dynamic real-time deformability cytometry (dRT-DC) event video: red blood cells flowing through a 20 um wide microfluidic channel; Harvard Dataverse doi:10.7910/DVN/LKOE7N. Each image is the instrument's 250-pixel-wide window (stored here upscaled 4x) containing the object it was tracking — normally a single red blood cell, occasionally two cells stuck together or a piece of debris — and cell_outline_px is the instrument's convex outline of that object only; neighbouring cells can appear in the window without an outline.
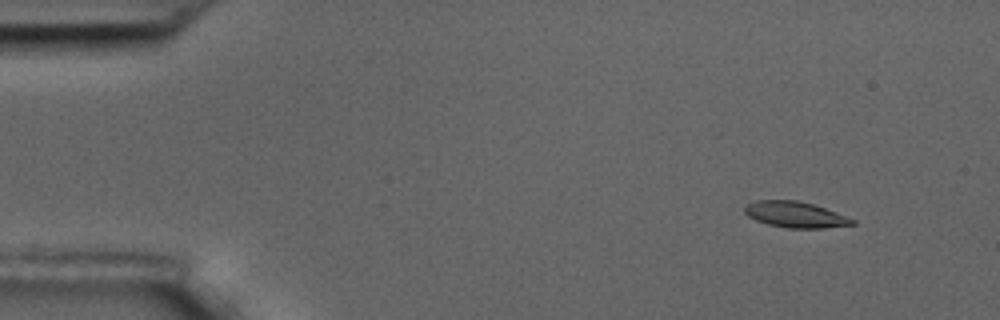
{"species": "common noctule bat (a hibernating species)", "species_latin": "Nyctalus noctula", "temperature_condition": "room temperature", "stored_images_in_passage": 3, "segment_of_instrument_passage": [2, 2], "camera_frame_rate_fps": 3000, "um_per_image_px": 0.085, "animal": {"sex": "male", "body_mass_g": 17.5, "forearm_length_mm": 52.3}, "frame": {"image": 1, "passage_image": 3, "time_ms": 0.667, "image_size_px": [1000, 320], "cell_outline_px": [[856, 224], [824, 228], [788, 228], [768, 224], [756, 220], [748, 216], [744, 212], [744, 208], [748, 204], [756, 200], [796, 200], [812, 204], [824, 208], [856, 220]], "centroid_in_image_um": [67.6, 18.24], "position_along_channel_um": 17.4, "area_um2": 16.13}}